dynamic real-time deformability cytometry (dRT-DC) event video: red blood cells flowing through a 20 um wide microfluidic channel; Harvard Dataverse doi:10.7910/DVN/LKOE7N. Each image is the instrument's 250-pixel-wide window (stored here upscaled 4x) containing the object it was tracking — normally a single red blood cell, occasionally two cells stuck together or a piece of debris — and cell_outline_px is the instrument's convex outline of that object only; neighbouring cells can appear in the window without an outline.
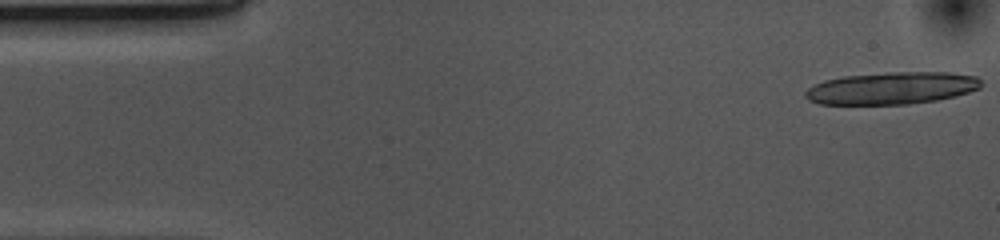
{"species": "common noctule bat (a hibernating species)", "species_latin": "Nyctalus noctula", "temperature_condition": "cold", "stored_images_in_passage": 15, "camera_frame_rate_fps": 3000, "um_per_image_px": 0.085, "animal": {"sex": "female", "body_mass_g": 10.0, "forearm_length_mm": 53.1}, "frame": {"image": 1, "passage_image": 1, "time_ms": 0.0, "image_size_px": [1000, 240], "cell_outline_px": [[980, 88], [956, 96], [936, 100], [908, 104], [820, 104], [808, 100], [804, 96], [804, 92], [808, 88], [824, 80], [844, 76], [888, 72], [948, 72], [976, 76], [980, 80]], "centroid_in_image_um": [75.78, 7.49], "position_along_channel_um": 9.2, "area_um2": 33.0}}